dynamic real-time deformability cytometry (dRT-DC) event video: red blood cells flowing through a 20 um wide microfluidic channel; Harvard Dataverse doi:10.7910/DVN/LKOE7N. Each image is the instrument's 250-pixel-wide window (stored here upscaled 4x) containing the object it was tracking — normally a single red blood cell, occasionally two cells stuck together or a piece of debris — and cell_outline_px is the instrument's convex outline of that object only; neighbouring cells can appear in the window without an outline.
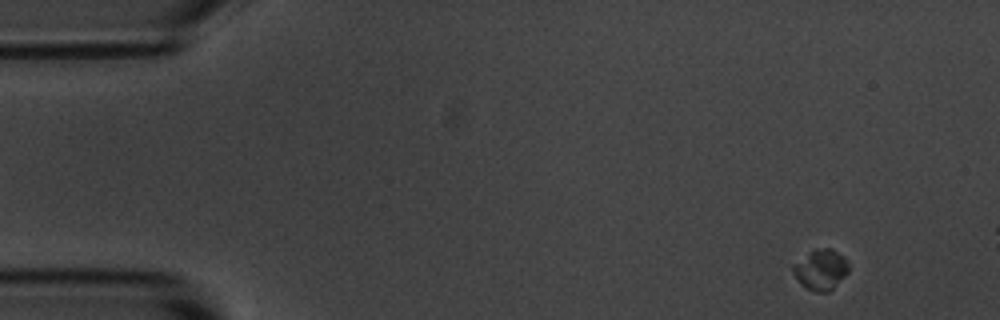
{"species": "common noctule bat (a hibernating species)", "species_latin": "Nyctalus noctula", "temperature_condition": "room temperature", "stored_images_in_passage": 4, "camera_frame_rate_fps": 3000, "um_per_image_px": 0.085, "animal": {"sex": "male", "body_mass_g": 20.1, "forearm_length_mm": 53.5}, "frame": {"image": 1, "passage_image": 1, "time_ms": 0.0, "image_size_px": [1000, 320], "cell_outline_px": [[848, 272], [828, 292], [816, 292], [800, 284], [792, 272], [792, 264], [812, 252], [824, 248], [832, 248], [844, 256], [848, 264]], "centroid_in_image_um": [69.76, 22.93], "position_along_channel_um": 15.2, "area_um2": 12.77}}